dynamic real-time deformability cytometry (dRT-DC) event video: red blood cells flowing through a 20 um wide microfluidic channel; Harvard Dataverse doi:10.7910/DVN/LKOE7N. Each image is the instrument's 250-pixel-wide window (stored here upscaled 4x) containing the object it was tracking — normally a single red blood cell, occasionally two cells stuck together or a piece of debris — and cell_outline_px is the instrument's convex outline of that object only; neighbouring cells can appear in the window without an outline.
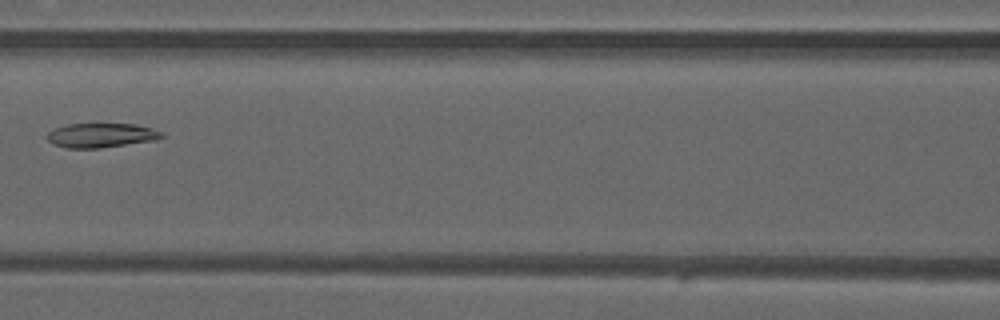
{"species": "common noctule bat (a hibernating species)", "species_latin": "Nyctalus noctula", "temperature_condition": "warm", "stored_images_in_passage": 4, "camera_frame_rate_fps": 3000, "um_per_image_px": 0.085, "animal": {"sex": "male", "forearm_length_mm": 52.5}, "frame": {"image": 1, "passage_image": 3, "time_ms": 0.667, "image_size_px": [1000, 320], "cell_outline_px": [[164, 136], [156, 140], [100, 148], [64, 148], [48, 140], [48, 132], [56, 128], [68, 124], [136, 124], [152, 128], [160, 132]], "centroid_in_image_um": [8.62, 11.5], "position_along_channel_um": 158.0, "area_um2": 16.07}}
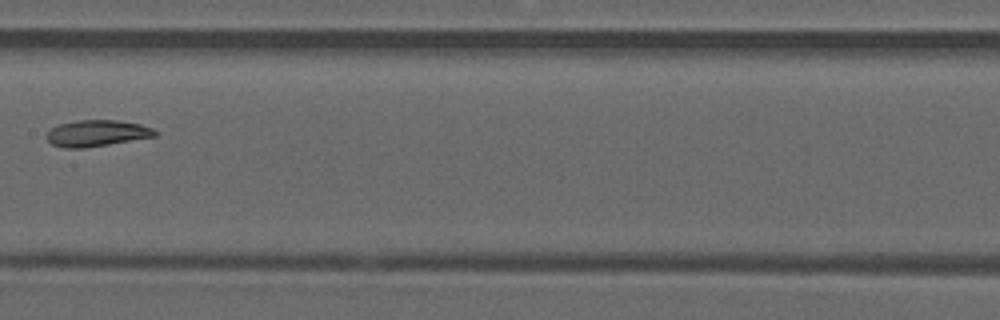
{"frame": {"image": 2, "passage_image": 4, "time_ms": 1.0, "image_size_px": [1000, 320], "cell_outline_px": [[156, 136], [84, 148], [64, 148], [52, 144], [44, 136], [52, 128], [60, 124], [80, 120], [116, 120], [140, 124], [152, 128], [156, 132]], "centroid_in_image_um": [8.2, 11.33], "position_along_channel_um": 199.2, "area_um2": 16.42}}